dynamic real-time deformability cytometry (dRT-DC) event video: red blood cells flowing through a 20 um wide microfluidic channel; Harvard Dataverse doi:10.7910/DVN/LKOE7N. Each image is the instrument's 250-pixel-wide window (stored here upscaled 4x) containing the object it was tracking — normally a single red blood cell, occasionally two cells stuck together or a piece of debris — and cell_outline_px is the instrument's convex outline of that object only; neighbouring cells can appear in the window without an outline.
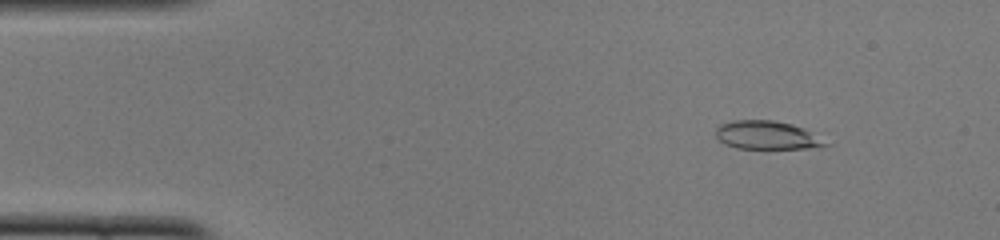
{"species": "common noctule bat (a hibernating species)", "species_latin": "Nyctalus noctula", "temperature_condition": "cold", "stored_images_in_passage": 50, "camera_frame_rate_fps": 3000, "um_per_image_px": 0.085, "animal": {"sex": "female", "body_mass_g": 22.0, "forearm_length_mm": 56.7}, "frame": {"image": 1, "passage_image": 6, "time_ms": 1.667, "image_size_px": [1000, 240], "cell_outline_px": [[832, 144], [808, 148], [736, 148], [724, 144], [716, 136], [716, 128], [720, 124], [732, 120], [772, 120], [792, 124], [804, 128]], "centroid_in_image_um": [65.17, 11.48], "position_along_channel_um": 19.8, "area_um2": 18.09}}
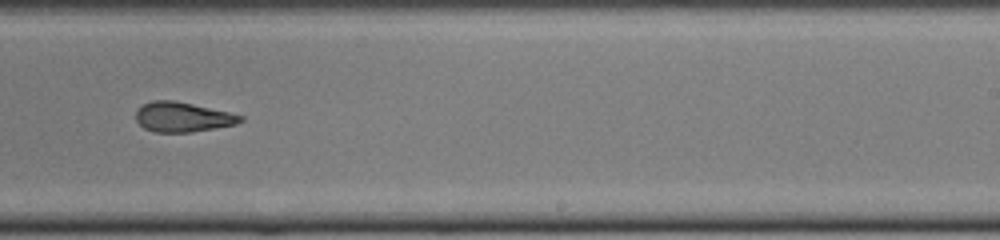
{"frame": {"image": 2, "passage_image": 31, "time_ms": 10.0, "image_size_px": [1000, 240], "cell_outline_px": [[244, 120], [236, 124], [216, 128], [192, 132], [156, 132], [144, 128], [136, 120], [136, 108], [152, 100], [176, 100], [228, 112], [244, 116]], "centroid_in_image_um": [15.52, 9.94], "position_along_channel_um": 273.5, "area_um2": 18.21}}
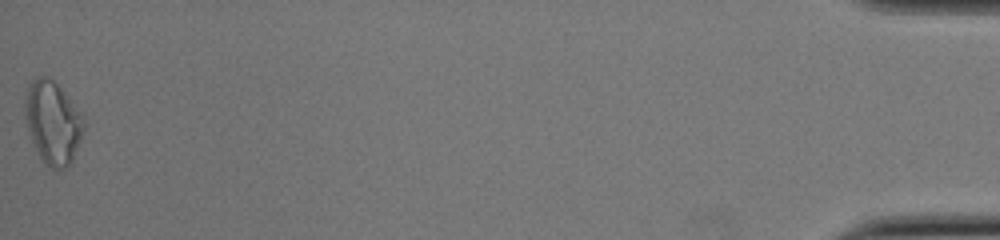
{"frame": {"image": 3, "passage_image": 50, "time_ms": 16.333, "image_size_px": [1000, 240], "cell_outline_px": [[84, 128], [72, 164], [64, 168], [52, 168], [40, 160], [32, 140], [24, 116], [24, 96], [28, 84], [36, 76], [48, 76], [64, 92], [84, 120]], "centroid_in_image_um": [4.45, 10.41], "position_along_channel_um": 430.8, "area_um2": 28.26}, "authors_computed_cell_mechanics": {"area_um2": 19.2474, "velocity_mm_per_s": 4.0152, "shape_relaxation_time_tau1_ms": 9.1456, "shape_relaxation_time_tau2_ms": 5.9375, "deformation_change_tau1": 0.2407, "deformation_change_tau2": 0.1609}}